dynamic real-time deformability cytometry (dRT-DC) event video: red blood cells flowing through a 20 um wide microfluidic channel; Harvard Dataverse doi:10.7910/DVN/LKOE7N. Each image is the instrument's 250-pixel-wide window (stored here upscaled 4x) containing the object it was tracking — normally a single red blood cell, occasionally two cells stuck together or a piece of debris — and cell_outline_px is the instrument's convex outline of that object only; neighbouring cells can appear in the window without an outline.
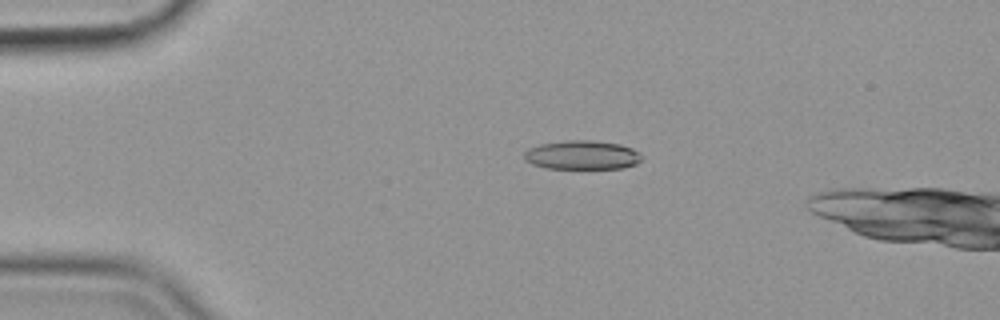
{"species": "common noctule bat (a hibernating species)", "species_latin": "Nyctalus noctula", "temperature_condition": "cold", "stored_images_in_passage": 54, "camera_frame_rate_fps": 3000, "um_per_image_px": 0.085, "animal": {"sex": "female", "body_mass_g": 19.9}, "frame": {"image": 1, "passage_image": 13, "time_ms": 4.0, "image_size_px": [1000, 320], "cell_outline_px": [[640, 160], [636, 164], [624, 168], [548, 168], [532, 164], [524, 160], [524, 152], [528, 148], [540, 144], [568, 140], [588, 140], [620, 144], [632, 148], [640, 152]], "centroid_in_image_um": [49.46, 13.17], "position_along_channel_um": 35.5, "area_um2": 19.77}}
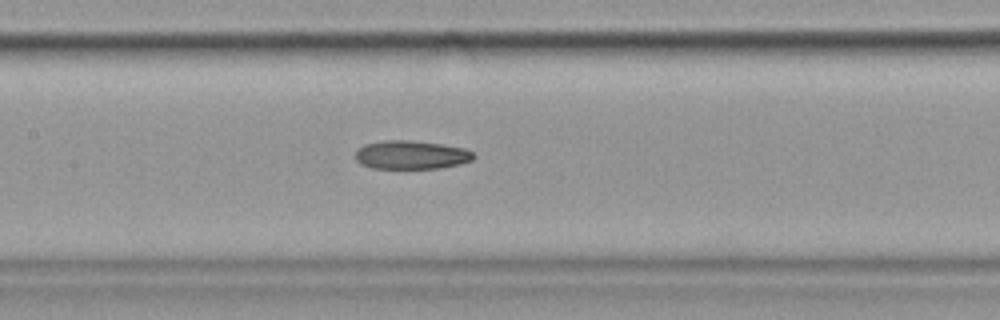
{"frame": {"image": 2, "passage_image": 28, "time_ms": 9.0, "image_size_px": [1000, 320], "cell_outline_px": [[476, 156], [472, 160], [460, 164], [440, 168], [372, 168], [360, 164], [356, 160], [356, 152], [364, 144], [384, 140], [408, 140], [440, 144], [464, 148], [472, 152]], "centroid_in_image_um": [34.95, 13.17], "position_along_channel_um": 172.4, "area_um2": 19.59}}
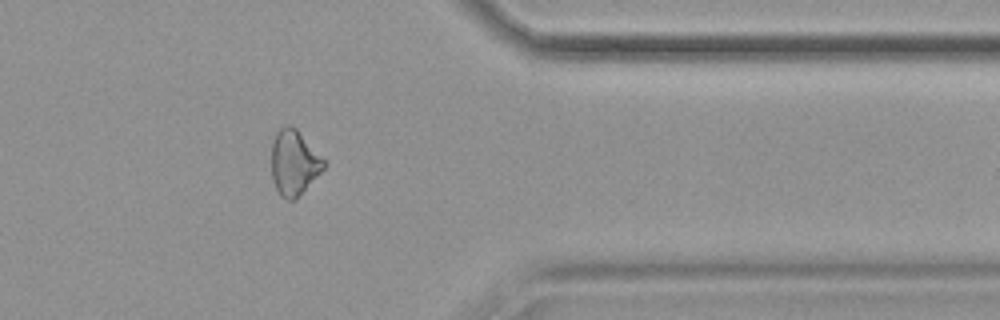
{"frame": {"image": 3, "passage_image": 47, "time_ms": 15.333, "image_size_px": [1000, 320], "cell_outline_px": [[328, 164], [296, 200], [284, 200], [280, 196], [276, 188], [272, 176], [272, 144], [276, 132], [284, 124], [288, 124], [296, 128]], "centroid_in_image_um": [24.99, 13.84], "position_along_channel_um": 386.4, "area_um2": 19.94}}